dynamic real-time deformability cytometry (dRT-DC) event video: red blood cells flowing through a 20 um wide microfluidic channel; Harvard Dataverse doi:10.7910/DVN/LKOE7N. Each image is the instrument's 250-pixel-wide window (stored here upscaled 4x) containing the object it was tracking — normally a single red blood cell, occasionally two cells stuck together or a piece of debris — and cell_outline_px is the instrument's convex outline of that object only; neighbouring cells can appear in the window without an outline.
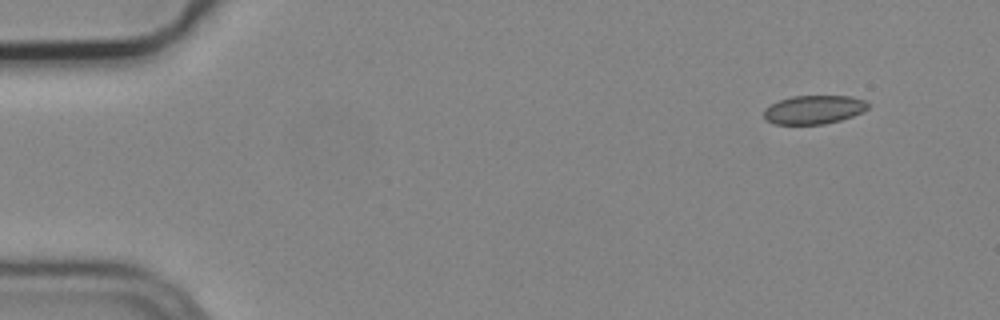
{"species": "common noctule bat (a hibernating species)", "species_latin": "Nyctalus noctula", "temperature_condition": "cold", "stored_images_in_passage": 4, "camera_frame_rate_fps": 3000, "um_per_image_px": 0.085, "animal": {"sex": "male", "body_mass_g": 19.2, "forearm_length_mm": 51.8}, "frame": {"image": 1, "passage_image": 1, "time_ms": 0.0, "image_size_px": [1000, 320], "cell_outline_px": [[868, 108], [852, 116], [840, 120], [824, 124], [776, 124], [764, 120], [764, 108], [780, 100], [792, 96], [852, 96], [868, 100]], "centroid_in_image_um": [69.18, 9.31], "position_along_channel_um": 15.8, "area_um2": 17.4}}
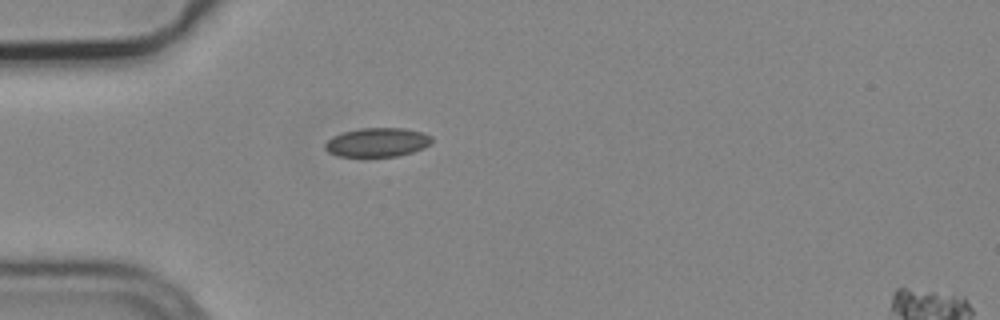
{"frame": {"image": 2, "passage_image": 4, "time_ms": 1.0, "image_size_px": [1000, 320], "cell_outline_px": [[432, 144], [424, 148], [400, 156], [336, 156], [328, 152], [324, 148], [324, 144], [332, 136], [344, 132], [360, 128], [404, 128], [424, 132], [432, 136]], "centroid_in_image_um": [32.1, 12.09], "position_along_channel_um": 52.9, "area_um2": 18.21}}